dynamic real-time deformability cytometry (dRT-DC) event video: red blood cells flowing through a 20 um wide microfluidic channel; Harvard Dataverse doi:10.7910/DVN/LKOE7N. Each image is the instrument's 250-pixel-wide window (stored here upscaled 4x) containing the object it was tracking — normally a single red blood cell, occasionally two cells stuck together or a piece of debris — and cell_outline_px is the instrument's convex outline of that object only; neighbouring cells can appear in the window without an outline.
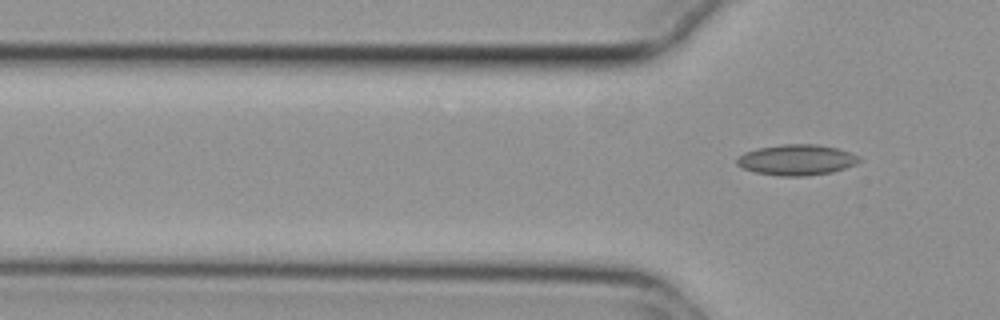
{"species": "common noctule bat (a hibernating species)", "species_latin": "Nyctalus noctula", "temperature_condition": "cold", "stored_images_in_passage": 16, "camera_frame_rate_fps": 3000, "um_per_image_px": 0.085, "animal": {"sex": "female", "body_mass_g": 29.2, "forearm_length_mm": 56.3}, "frame": {"image": 1, "passage_image": 16, "time_ms": 5.0, "image_size_px": [1000, 320], "cell_outline_px": [[860, 160], [856, 164], [832, 172], [804, 176], [784, 176], [756, 172], [744, 168], [736, 164], [736, 156], [744, 152], [756, 148], [780, 144], [816, 144], [836, 148], [860, 156]], "centroid_in_image_um": [67.68, 13.58], "position_along_channel_um": 58.1, "area_um2": 21.85}}